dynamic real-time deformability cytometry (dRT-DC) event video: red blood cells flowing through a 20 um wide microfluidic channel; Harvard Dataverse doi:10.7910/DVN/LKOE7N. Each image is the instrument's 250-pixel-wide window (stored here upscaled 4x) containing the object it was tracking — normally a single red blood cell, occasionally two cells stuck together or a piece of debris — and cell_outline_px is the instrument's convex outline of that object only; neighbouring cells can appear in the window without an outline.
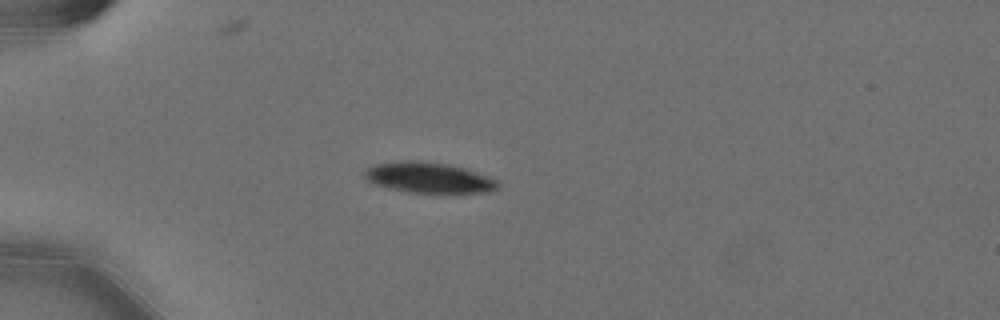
{"species": "Egyptian fruit bat (a non-hibernating species)", "species_latin": "Rousettus aegyptiacus", "temperature_condition": "cold", "stored_images_in_passage": 35, "camera_frame_rate_fps": 3000, "um_per_image_px": 0.085, "animal": {"sex": "female"}, "frame": {"image": 1, "passage_image": 1, "time_ms": 0.0, "image_size_px": [1000, 320], "cell_outline_px": [[500, 188], [488, 192], [408, 192], [388, 188], [364, 180], [364, 172], [368, 168], [376, 164], [408, 160], [444, 164], [464, 168], [492, 176], [500, 184]], "centroid_in_image_um": [36.47, 15.11], "position_along_channel_um": 48.5, "area_um2": 23.52}}
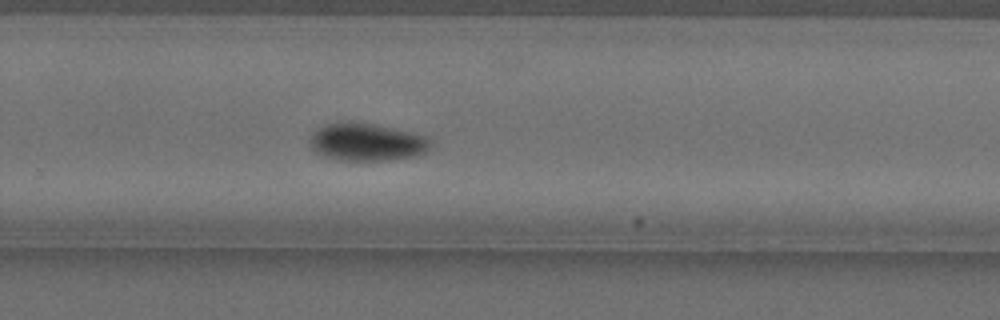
{"frame": {"image": 2, "passage_image": 24, "time_ms": 7.667, "image_size_px": [1000, 320], "cell_outline_px": [[432, 144], [424, 152], [416, 156], [388, 160], [340, 160], [324, 156], [316, 152], [312, 148], [312, 136], [320, 128], [328, 124], [372, 124], [392, 128], [424, 136]], "centroid_in_image_um": [31.21, 12.12], "position_along_channel_um": 298.6, "area_um2": 25.26}}
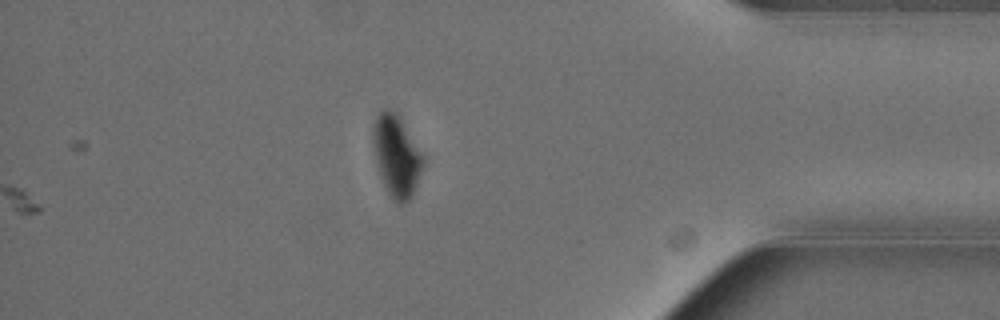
{"frame": {"image": 3, "passage_image": 35, "time_ms": 11.333, "image_size_px": [1000, 320], "cell_outline_px": [[424, 160], [412, 196], [408, 200], [400, 204], [396, 204], [388, 196], [384, 188], [376, 164], [372, 140], [372, 128], [376, 116], [384, 108], [388, 108], [396, 112], [400, 116], [424, 156]], "centroid_in_image_um": [33.67, 13.24], "position_along_channel_um": 401.5, "area_um2": 24.04}, "authors_computed_cell_mechanics": {"area_um2": 26.588, "velocity_mm_per_s": 3.5771, "shape_relaxation_time_tau1_ms": 2.6674, "shape_relaxation_time_tau2_ms": null, "deformation_change_tau1": 0.143, "deformation_change_tau2": null}}